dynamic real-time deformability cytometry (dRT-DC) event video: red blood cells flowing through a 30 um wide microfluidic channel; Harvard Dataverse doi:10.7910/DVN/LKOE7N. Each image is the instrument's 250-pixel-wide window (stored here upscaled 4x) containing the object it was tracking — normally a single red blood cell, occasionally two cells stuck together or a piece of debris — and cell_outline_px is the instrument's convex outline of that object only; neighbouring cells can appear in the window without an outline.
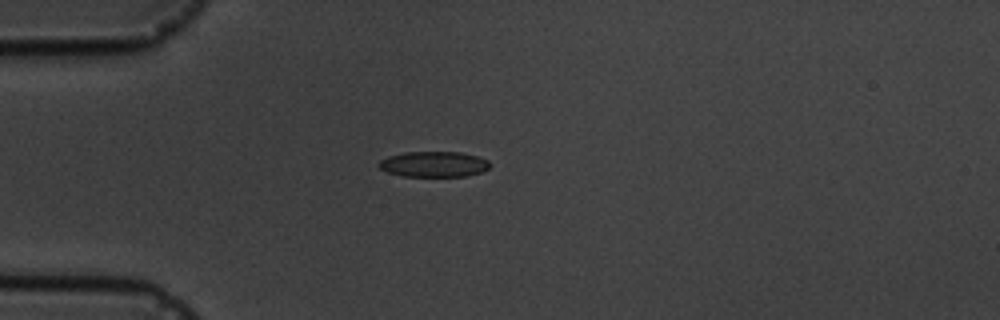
{"species": "common noctule bat (a hibernating species)", "species_latin": "Nyctalus noctula", "temperature_condition": "cold", "stored_images_in_passage": 1, "camera_frame_rate_fps": 3000, "um_per_image_px": 0.085, "animal": {"sex": "male", "body_mass_g": 19.5, "forearm_length_mm": 54.6}, "frame": {"image": 1, "passage_image": 1, "time_ms": 0.0, "image_size_px": [1000, 320], "cell_outline_px": [[492, 164], [488, 168], [480, 172], [468, 176], [404, 176], [388, 172], [380, 168], [376, 164], [380, 160], [388, 156], [404, 152], [460, 152], [476, 156], [488, 160]], "centroid_in_image_um": [36.87, 13.95], "position_along_channel_um": 48.1, "area_um2": 16.53}}